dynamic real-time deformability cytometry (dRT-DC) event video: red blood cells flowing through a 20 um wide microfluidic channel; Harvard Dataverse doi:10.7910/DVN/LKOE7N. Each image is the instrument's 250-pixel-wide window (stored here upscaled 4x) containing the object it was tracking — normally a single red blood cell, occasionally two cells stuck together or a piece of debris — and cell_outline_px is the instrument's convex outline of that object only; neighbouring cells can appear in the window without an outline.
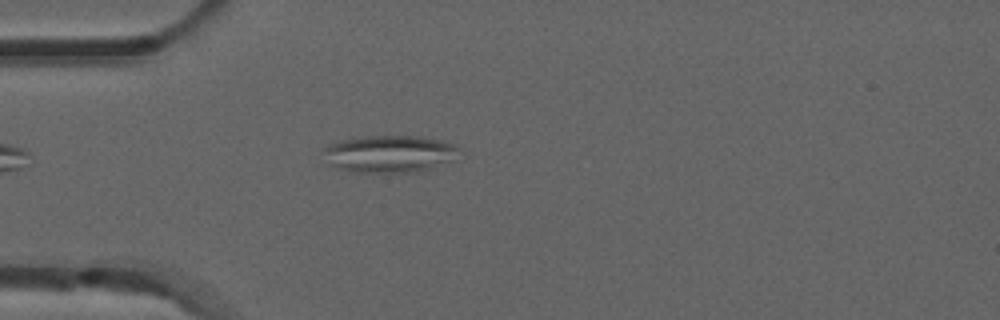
{"species": "common noctule bat (a hibernating species)", "species_latin": "Nyctalus noctula", "temperature_condition": "room temperature", "stored_images_in_passage": 1, "camera_frame_rate_fps": 3000, "um_per_image_px": 0.085, "animal": {"sex": "male", "forearm_length_mm": 52.5}, "frame": {"image": 1, "passage_image": 1, "time_ms": 0.0, "image_size_px": [1000, 320], "cell_outline_px": [[460, 148], [452, 160], [416, 172], [352, 172], [324, 164], [324, 148], [328, 144], [352, 136], [416, 136], [440, 140], [456, 144]], "centroid_in_image_um": [33.01, 13.06], "position_along_channel_um": 52.0, "area_um2": 29.65}}